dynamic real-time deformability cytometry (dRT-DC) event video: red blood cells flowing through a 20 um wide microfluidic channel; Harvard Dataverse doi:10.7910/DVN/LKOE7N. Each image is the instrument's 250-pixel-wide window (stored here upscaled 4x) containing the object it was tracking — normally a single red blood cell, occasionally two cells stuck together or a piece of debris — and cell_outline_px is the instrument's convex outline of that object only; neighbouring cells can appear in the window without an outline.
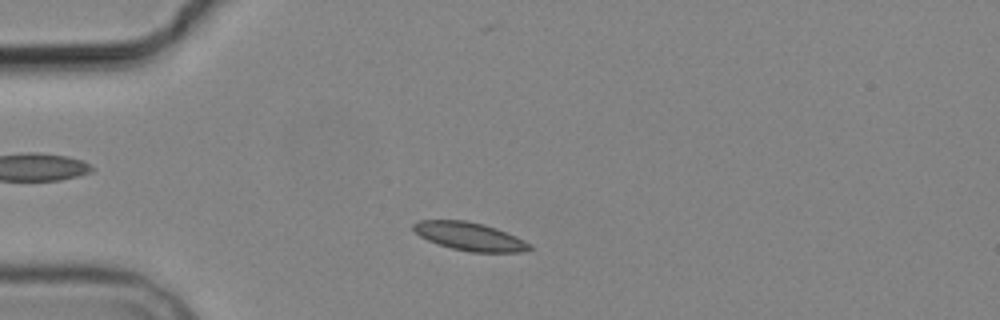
{"species": "common noctule bat (a hibernating species)", "species_latin": "Nyctalus noctula", "temperature_condition": "cold", "stored_images_in_passage": 7, "camera_frame_rate_fps": 3000, "um_per_image_px": 0.085, "animal": {"sex": "male", "body_mass_g": 19.2, "forearm_length_mm": 51.8}, "frame": {"image": 1, "passage_image": 1, "time_ms": 0.0, "image_size_px": [1000, 320], "cell_outline_px": [[532, 248], [524, 252], [468, 252], [452, 248], [428, 240], [420, 236], [412, 228], [412, 224], [420, 220], [464, 220], [484, 224], [496, 228], [516, 236], [524, 240]], "centroid_in_image_um": [39.92, 20.09], "position_along_channel_um": 45.1, "area_um2": 18.96}}
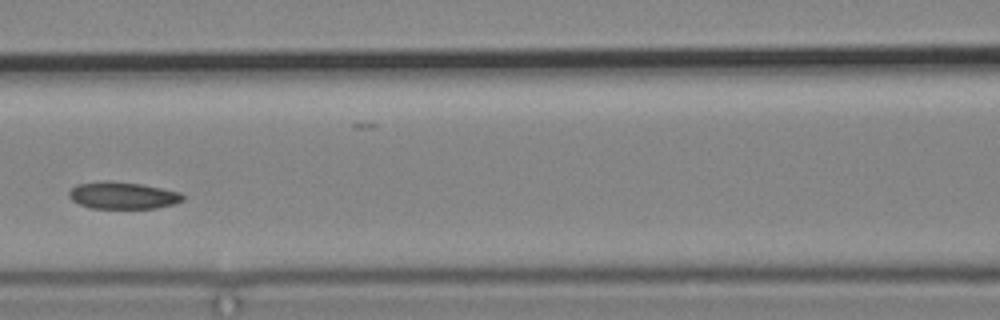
{"frame": {"image": 2, "passage_image": 4, "time_ms": 3.667, "image_size_px": [1000, 320], "cell_outline_px": [[184, 200], [176, 204], [156, 208], [92, 208], [80, 204], [72, 200], [68, 196], [68, 192], [76, 184], [108, 180], [140, 184], [180, 192], [184, 196]], "centroid_in_image_um": [10.44, 16.61], "position_along_channel_um": 156.2, "area_um2": 17.92}}
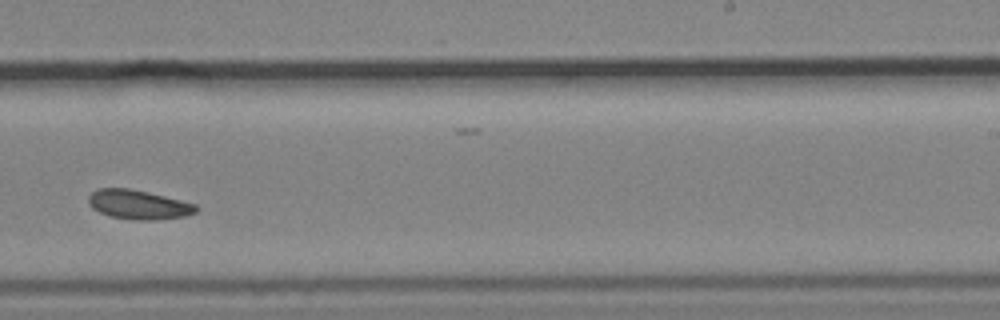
{"frame": {"image": 3, "passage_image": 7, "time_ms": 7.0, "image_size_px": [1000, 320], "cell_outline_px": [[200, 208], [196, 212], [184, 216], [156, 220], [132, 220], [108, 216], [92, 208], [88, 204], [88, 196], [96, 188], [128, 188], [148, 192], [196, 204]], "centroid_in_image_um": [11.75, 17.39], "position_along_channel_um": 277.3, "area_um2": 18.5}}